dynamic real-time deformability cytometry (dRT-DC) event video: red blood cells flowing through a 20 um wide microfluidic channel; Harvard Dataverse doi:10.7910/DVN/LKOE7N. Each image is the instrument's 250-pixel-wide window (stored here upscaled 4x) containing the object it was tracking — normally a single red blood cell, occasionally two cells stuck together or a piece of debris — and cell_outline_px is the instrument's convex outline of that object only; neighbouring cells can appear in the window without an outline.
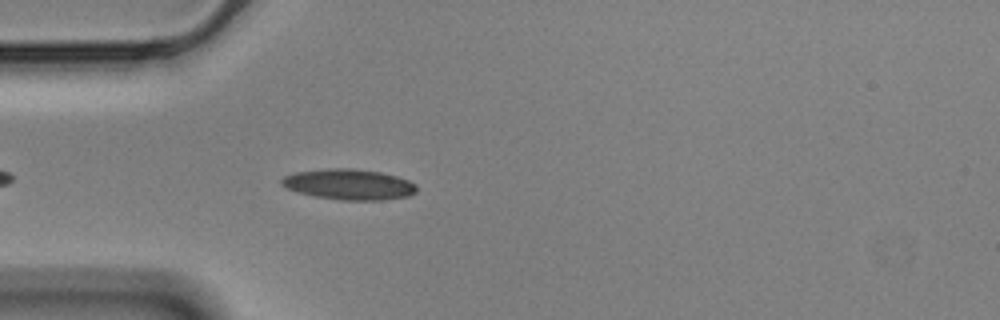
{"species": "Egyptian fruit bat (a non-hibernating species)", "species_latin": "Rousettus aegyptiacus", "temperature_condition": "cold", "stored_images_in_passage": 31, "camera_frame_rate_fps": 3000, "um_per_image_px": 0.085, "animal": {"sex": "male"}, "frame": {"image": 1, "passage_image": 6, "time_ms": 1.667, "image_size_px": [1000, 320], "cell_outline_px": [[416, 192], [408, 196], [384, 200], [340, 200], [316, 196], [296, 192], [280, 184], [280, 180], [284, 176], [296, 172], [328, 168], [352, 168], [380, 172], [396, 176], [408, 180], [416, 184]], "centroid_in_image_um": [29.66, 15.67], "position_along_channel_um": 55.3, "area_um2": 24.1}}
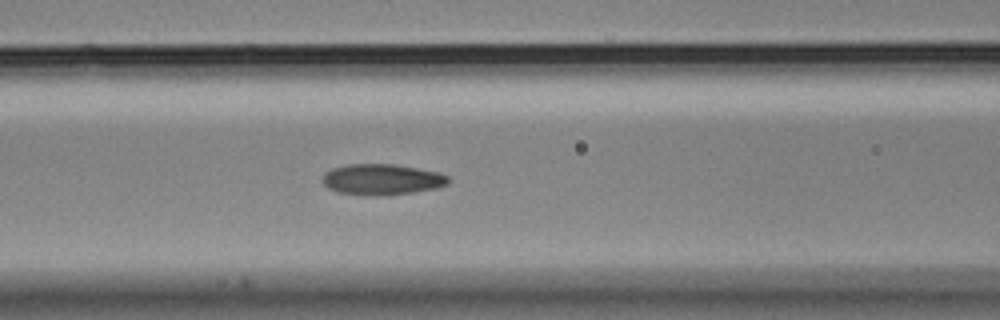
{"frame": {"image": 2, "passage_image": 13, "time_ms": 4.0, "image_size_px": [1000, 320], "cell_outline_px": [[448, 184], [436, 188], [388, 196], [384, 196], [336, 192], [328, 188], [324, 184], [324, 172], [332, 168], [348, 164], [392, 164], [440, 172], [448, 176]], "centroid_in_image_um": [32.47, 15.25], "position_along_channel_um": 134.1, "area_um2": 22.54}}
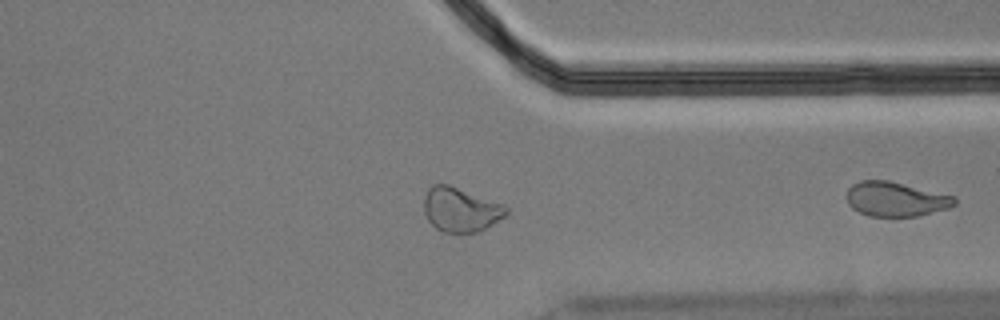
{"frame": {"image": 3, "passage_image": 30, "time_ms": 9.667, "image_size_px": [1000, 320], "cell_outline_px": [[508, 212], [504, 216], [484, 228], [476, 232], [444, 232], [436, 228], [428, 220], [424, 212], [424, 196], [428, 188], [432, 184], [448, 184], [504, 204], [508, 208]], "centroid_in_image_um": [39.12, 17.79], "position_along_channel_um": 372.3, "area_um2": 21.04}}